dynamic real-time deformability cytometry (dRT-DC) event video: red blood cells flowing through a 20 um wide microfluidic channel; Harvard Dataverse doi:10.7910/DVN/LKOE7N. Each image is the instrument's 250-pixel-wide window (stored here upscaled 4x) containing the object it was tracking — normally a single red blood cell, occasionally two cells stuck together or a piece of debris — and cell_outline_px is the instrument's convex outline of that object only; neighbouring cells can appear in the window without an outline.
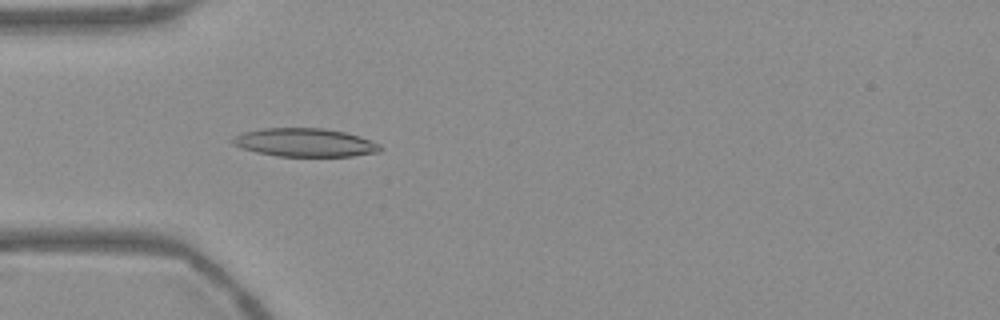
{"species": "Egyptian fruit bat (a non-hibernating species)", "species_latin": "Rousettus aegyptiacus", "temperature_condition": "warm", "stored_images_in_passage": 54, "camera_frame_rate_fps": 3000, "um_per_image_px": 0.085, "frame": {"image": 1, "passage_image": 16, "time_ms": 5.0, "image_size_px": [1000, 320], "cell_outline_px": [[384, 148], [380, 152], [352, 156], [276, 156], [256, 152], [240, 148], [232, 144], [228, 140], [244, 132], [264, 128], [324, 128], [344, 132], [360, 136], [380, 144]], "centroid_in_image_um": [25.92, 12.12], "position_along_channel_um": 59.1, "area_um2": 24.57}}
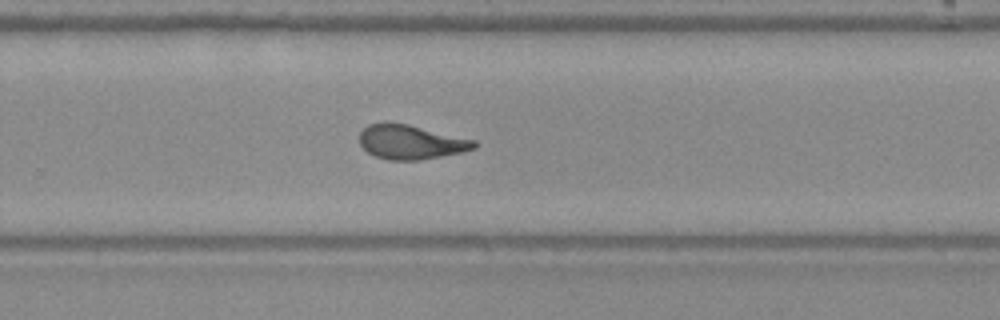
{"frame": {"image": 2, "passage_image": 35, "time_ms": 11.333, "image_size_px": [1000, 320], "cell_outline_px": [[476, 148], [464, 152], [420, 160], [388, 160], [376, 156], [368, 152], [360, 144], [360, 132], [368, 124], [384, 120], [388, 120], [408, 124], [476, 140]], "centroid_in_image_um": [34.91, 12.05], "position_along_channel_um": 294.9, "area_um2": 23.29}}
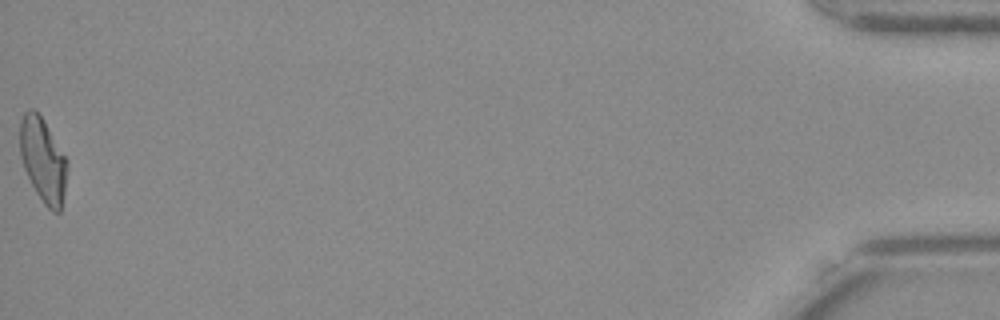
{"frame": {"image": 3, "passage_image": 54, "time_ms": 17.667, "image_size_px": [1000, 320], "cell_outline_px": [[68, 164], [64, 192], [60, 212], [52, 212], [44, 204], [36, 192], [24, 168], [20, 156], [20, 120], [24, 112], [28, 108], [32, 108], [44, 120], [68, 160]], "centroid_in_image_um": [3.65, 13.59], "position_along_channel_um": 431.5, "area_um2": 23.18}, "authors_computed_cell_mechanics": {"area_um2": 23.1778, "velocity_mm_per_s": 3.7569, "shape_relaxation_time_tau1_ms": 8.7252, "shape_relaxation_time_tau2_ms": 1.7798, "deformation_change_tau1": 0.2459, "deformation_change_tau2": 0.0849}}